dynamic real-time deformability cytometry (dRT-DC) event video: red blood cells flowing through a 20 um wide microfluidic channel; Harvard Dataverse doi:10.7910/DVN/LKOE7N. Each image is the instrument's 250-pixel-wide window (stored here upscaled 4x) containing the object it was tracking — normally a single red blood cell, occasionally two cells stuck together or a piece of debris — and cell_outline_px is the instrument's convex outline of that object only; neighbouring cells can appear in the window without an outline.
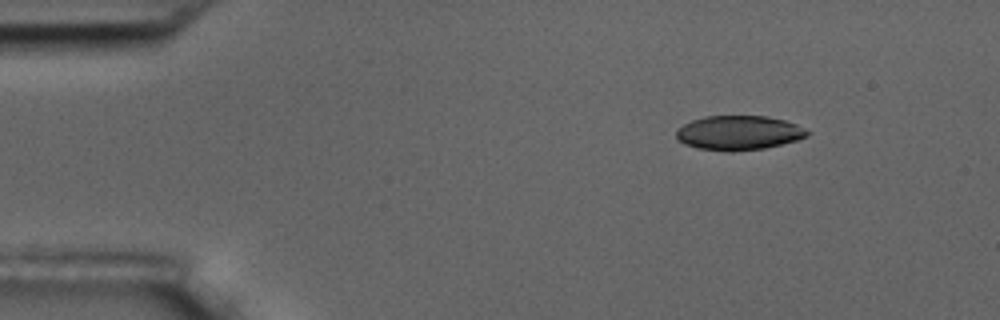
{"species": "common noctule bat (a hibernating species)", "species_latin": "Nyctalus noctula", "temperature_condition": "room temperature", "stored_images_in_passage": 5, "camera_frame_rate_fps": 3000, "um_per_image_px": 0.085, "animal": {"sex": "male", "body_mass_g": 17.5, "forearm_length_mm": 52.3}, "frame": {"image": 1, "passage_image": 1, "time_ms": 0.0, "image_size_px": [1000, 320], "cell_outline_px": [[812, 132], [808, 136], [796, 140], [764, 148], [732, 152], [724, 152], [700, 148], [684, 144], [676, 140], [676, 132], [684, 124], [692, 120], [704, 116], [768, 116], [784, 120], [796, 124]], "centroid_in_image_um": [62.79, 11.29], "position_along_channel_um": 22.2, "area_um2": 26.36}}
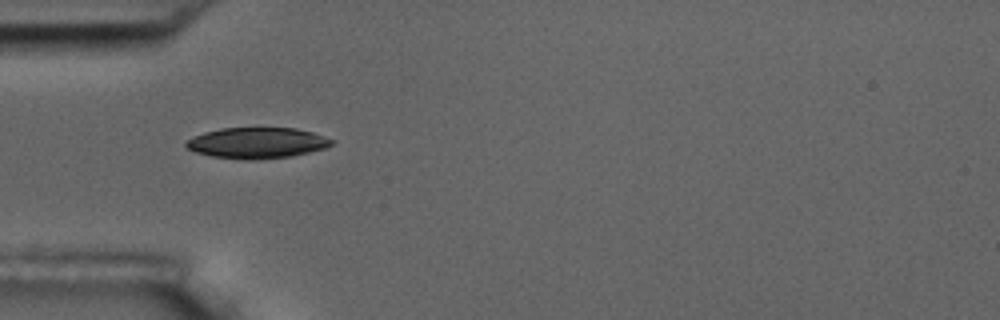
{"frame": {"image": 2, "passage_image": 4, "time_ms": 3.333, "image_size_px": [1000, 320], "cell_outline_px": [[336, 140], [332, 144], [324, 148], [292, 156], [252, 160], [240, 160], [212, 156], [196, 152], [188, 148], [184, 144], [192, 136], [204, 132], [220, 128], [296, 128], [312, 132]], "centroid_in_image_um": [21.84, 12.15], "position_along_channel_um": 63.2, "area_um2": 26.24}}